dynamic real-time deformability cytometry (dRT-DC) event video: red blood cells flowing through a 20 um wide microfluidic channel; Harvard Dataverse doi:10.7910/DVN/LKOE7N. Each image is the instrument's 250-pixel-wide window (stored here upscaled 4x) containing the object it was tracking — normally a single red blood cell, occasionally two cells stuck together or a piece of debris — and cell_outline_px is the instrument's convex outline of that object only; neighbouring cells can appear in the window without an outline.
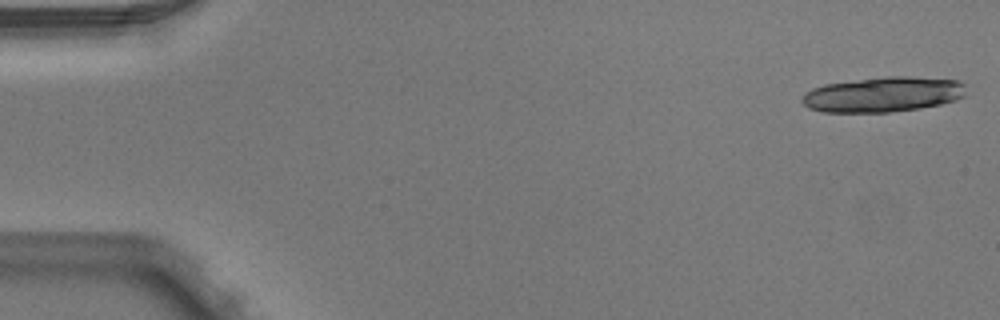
{"species": "Egyptian fruit bat (a non-hibernating species)", "species_latin": "Rousettus aegyptiacus", "temperature_condition": "warm", "stored_images_in_passage": 4, "camera_frame_rate_fps": 3000, "um_per_image_px": 0.085, "animal": {"sex": "male"}, "frame": {"image": 1, "passage_image": 1, "time_ms": 0.0, "image_size_px": [1000, 320], "cell_outline_px": [[964, 96], [956, 100], [940, 104], [920, 108], [888, 112], [820, 112], [808, 108], [800, 100], [804, 92], [812, 88], [824, 84], [888, 76], [908, 76], [960, 80], [964, 84]], "centroid_in_image_um": [75.03, 8.03], "position_along_channel_um": 10.0, "area_um2": 33.7}}